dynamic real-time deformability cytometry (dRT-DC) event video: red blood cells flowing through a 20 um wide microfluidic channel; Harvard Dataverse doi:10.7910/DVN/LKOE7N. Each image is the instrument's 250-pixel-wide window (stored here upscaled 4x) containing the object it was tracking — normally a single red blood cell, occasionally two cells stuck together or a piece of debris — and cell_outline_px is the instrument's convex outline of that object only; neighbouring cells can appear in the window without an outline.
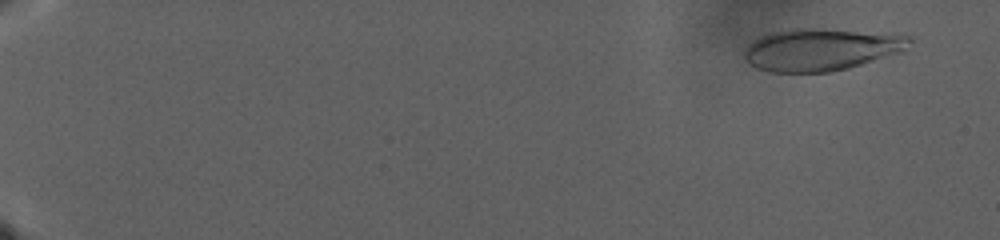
{"species": "human", "species_latin": "Homo sapiens", "temperature_condition": "warm", "stored_images_in_passage": 115, "camera_frame_rate_fps": 3000, "um_per_image_px": 0.085, "donor": {"sex": "male"}, "frame": {"image": 1, "passage_image": 9, "time_ms": 2.667, "image_size_px": [1000, 240], "cell_outline_px": [[912, 40], [900, 52], [848, 68], [828, 72], [772, 72], [756, 68], [744, 56], [744, 52], [748, 44], [760, 36], [772, 32], [792, 28], [816, 28], [908, 36]], "centroid_in_image_um": [69.71, 4.21], "position_along_channel_um": 15.3, "area_um2": 39.88}}
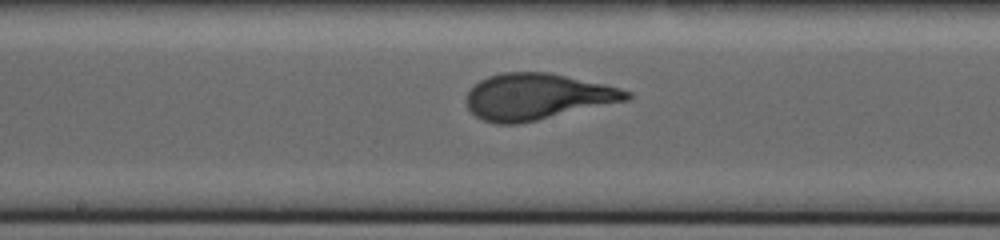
{"frame": {"image": 2, "passage_image": 77, "time_ms": 25.333, "image_size_px": [1000, 240], "cell_outline_px": [[632, 96], [628, 100], [536, 120], [516, 124], [496, 124], [484, 120], [476, 116], [468, 108], [464, 100], [472, 84], [488, 76], [504, 72], [548, 72], [604, 84], [620, 88], [632, 92]], "centroid_in_image_um": [45.62, 8.2], "position_along_channel_um": 202.6, "area_um2": 43.06}}
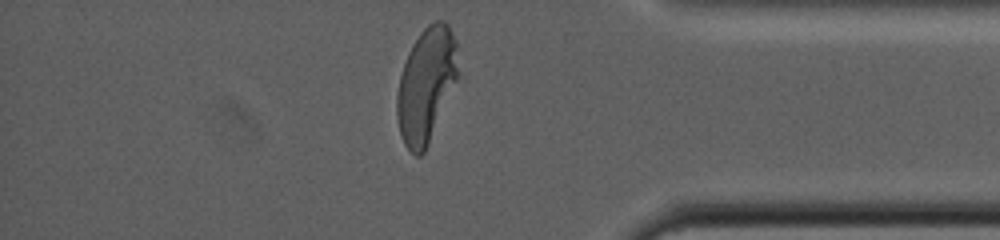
{"frame": {"image": 3, "passage_image": 113, "time_ms": 37.333, "image_size_px": [1000, 240], "cell_outline_px": [[456, 76], [428, 144], [424, 152], [420, 156], [416, 156], [404, 144], [400, 136], [396, 116], [396, 96], [400, 76], [408, 52], [412, 44], [420, 32], [428, 24], [436, 20], [444, 20], [448, 24], [456, 40]], "centroid_in_image_um": [36.17, 7.19], "position_along_channel_um": 399.0, "area_um2": 39.88}}